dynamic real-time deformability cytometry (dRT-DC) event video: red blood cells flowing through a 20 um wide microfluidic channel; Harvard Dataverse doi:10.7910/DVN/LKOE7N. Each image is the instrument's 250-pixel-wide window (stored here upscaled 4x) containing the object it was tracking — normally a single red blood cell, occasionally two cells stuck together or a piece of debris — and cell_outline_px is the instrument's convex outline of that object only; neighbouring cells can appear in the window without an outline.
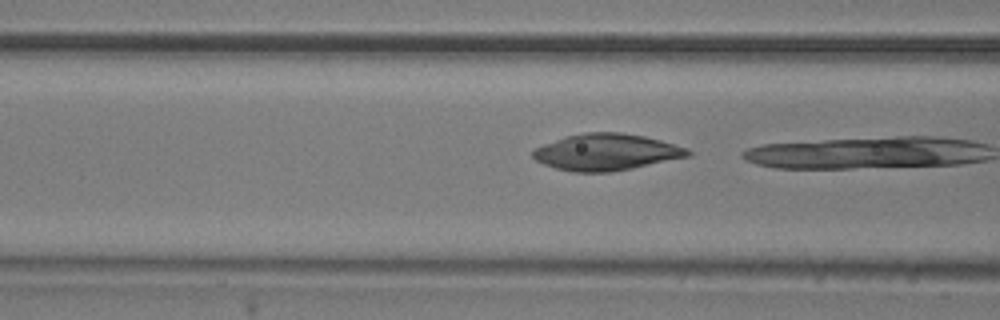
{"species": "common noctule bat (a hibernating species)", "species_latin": "Nyctalus noctula", "temperature_condition": "room temperature", "stored_images_in_passage": 4, "camera_frame_rate_fps": 3000, "um_per_image_px": 0.085, "animal": {"sex": "male", "body_mass_g": 20.5, "forearm_length_mm": 52.5}, "frame": {"image": 1, "passage_image": 3, "time_ms": 0.667, "image_size_px": [1000, 320], "cell_outline_px": [[692, 156], [612, 172], [572, 172], [556, 168], [544, 164], [536, 160], [532, 156], [532, 152], [536, 148], [544, 144], [564, 136], [584, 132], [620, 132], [644, 136], [660, 140], [688, 148], [692, 152]], "centroid_in_image_um": [51.56, 12.93], "position_along_channel_um": 115.0, "area_um2": 33.12}}